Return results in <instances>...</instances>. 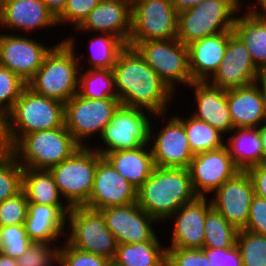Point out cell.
I'll use <instances>...</instances> for the list:
<instances>
[{"label":"cell","instance_id":"cell-1","mask_svg":"<svg viewBox=\"0 0 266 266\" xmlns=\"http://www.w3.org/2000/svg\"><path fill=\"white\" fill-rule=\"evenodd\" d=\"M112 72L121 105L144 109L154 115L168 112L175 93L135 48L127 45L120 52Z\"/></svg>","mask_w":266,"mask_h":266},{"label":"cell","instance_id":"cell-2","mask_svg":"<svg viewBox=\"0 0 266 266\" xmlns=\"http://www.w3.org/2000/svg\"><path fill=\"white\" fill-rule=\"evenodd\" d=\"M188 168L156 166L149 178L137 189V205L158 223L167 221L182 206L194 201Z\"/></svg>","mask_w":266,"mask_h":266},{"label":"cell","instance_id":"cell-3","mask_svg":"<svg viewBox=\"0 0 266 266\" xmlns=\"http://www.w3.org/2000/svg\"><path fill=\"white\" fill-rule=\"evenodd\" d=\"M76 39L59 41L46 54L42 65L27 86L35 93L64 104L78 92L81 56H77Z\"/></svg>","mask_w":266,"mask_h":266},{"label":"cell","instance_id":"cell-4","mask_svg":"<svg viewBox=\"0 0 266 266\" xmlns=\"http://www.w3.org/2000/svg\"><path fill=\"white\" fill-rule=\"evenodd\" d=\"M64 111L63 102L39 95L26 86L7 114L11 147L26 134L62 127Z\"/></svg>","mask_w":266,"mask_h":266},{"label":"cell","instance_id":"cell-5","mask_svg":"<svg viewBox=\"0 0 266 266\" xmlns=\"http://www.w3.org/2000/svg\"><path fill=\"white\" fill-rule=\"evenodd\" d=\"M80 147L64 124L24 135L12 147L11 153L23 168L49 170L71 157Z\"/></svg>","mask_w":266,"mask_h":266},{"label":"cell","instance_id":"cell-6","mask_svg":"<svg viewBox=\"0 0 266 266\" xmlns=\"http://www.w3.org/2000/svg\"><path fill=\"white\" fill-rule=\"evenodd\" d=\"M242 3L241 0H204L179 12L177 39L188 45L206 36L233 31Z\"/></svg>","mask_w":266,"mask_h":266},{"label":"cell","instance_id":"cell-7","mask_svg":"<svg viewBox=\"0 0 266 266\" xmlns=\"http://www.w3.org/2000/svg\"><path fill=\"white\" fill-rule=\"evenodd\" d=\"M102 158L92 146H81L71 157L49 169L63 199L71 208L87 203L97 163Z\"/></svg>","mask_w":266,"mask_h":266},{"label":"cell","instance_id":"cell-8","mask_svg":"<svg viewBox=\"0 0 266 266\" xmlns=\"http://www.w3.org/2000/svg\"><path fill=\"white\" fill-rule=\"evenodd\" d=\"M66 242L72 247L114 260L118 243L102 213L84 206L72 207L67 214ZM69 232V233H68Z\"/></svg>","mask_w":266,"mask_h":266},{"label":"cell","instance_id":"cell-9","mask_svg":"<svg viewBox=\"0 0 266 266\" xmlns=\"http://www.w3.org/2000/svg\"><path fill=\"white\" fill-rule=\"evenodd\" d=\"M128 46L139 52L174 93L178 83L188 86L193 81L189 72L187 45L177 38L128 43Z\"/></svg>","mask_w":266,"mask_h":266},{"label":"cell","instance_id":"cell-10","mask_svg":"<svg viewBox=\"0 0 266 266\" xmlns=\"http://www.w3.org/2000/svg\"><path fill=\"white\" fill-rule=\"evenodd\" d=\"M139 108L120 105L115 111L111 122H109L100 136V141L104 146L92 147L102 157L112 151L135 149L145 144H149L150 135V115L163 118V115L153 113ZM149 113V114H148ZM162 116V117H161Z\"/></svg>","mask_w":266,"mask_h":266},{"label":"cell","instance_id":"cell-11","mask_svg":"<svg viewBox=\"0 0 266 266\" xmlns=\"http://www.w3.org/2000/svg\"><path fill=\"white\" fill-rule=\"evenodd\" d=\"M120 105L118 98L88 99L76 94L65 103L64 124L81 146H88L87 138L101 136Z\"/></svg>","mask_w":266,"mask_h":266},{"label":"cell","instance_id":"cell-12","mask_svg":"<svg viewBox=\"0 0 266 266\" xmlns=\"http://www.w3.org/2000/svg\"><path fill=\"white\" fill-rule=\"evenodd\" d=\"M178 12L170 0H136L131 4L128 43L177 38Z\"/></svg>","mask_w":266,"mask_h":266},{"label":"cell","instance_id":"cell-13","mask_svg":"<svg viewBox=\"0 0 266 266\" xmlns=\"http://www.w3.org/2000/svg\"><path fill=\"white\" fill-rule=\"evenodd\" d=\"M0 34V65L8 68L28 83L39 70L52 47L26 35Z\"/></svg>","mask_w":266,"mask_h":266},{"label":"cell","instance_id":"cell-14","mask_svg":"<svg viewBox=\"0 0 266 266\" xmlns=\"http://www.w3.org/2000/svg\"><path fill=\"white\" fill-rule=\"evenodd\" d=\"M189 171L194 192L198 197H208L225 181L241 170L229 155L226 146L195 154Z\"/></svg>","mask_w":266,"mask_h":266},{"label":"cell","instance_id":"cell-15","mask_svg":"<svg viewBox=\"0 0 266 266\" xmlns=\"http://www.w3.org/2000/svg\"><path fill=\"white\" fill-rule=\"evenodd\" d=\"M209 198L212 207L237 230H244L255 196L252 181L247 171H240L225 181Z\"/></svg>","mask_w":266,"mask_h":266},{"label":"cell","instance_id":"cell-16","mask_svg":"<svg viewBox=\"0 0 266 266\" xmlns=\"http://www.w3.org/2000/svg\"><path fill=\"white\" fill-rule=\"evenodd\" d=\"M100 212L118 244L160 241L153 228L158 222L141 209L137 203L112 206Z\"/></svg>","mask_w":266,"mask_h":266},{"label":"cell","instance_id":"cell-17","mask_svg":"<svg viewBox=\"0 0 266 266\" xmlns=\"http://www.w3.org/2000/svg\"><path fill=\"white\" fill-rule=\"evenodd\" d=\"M261 73L243 41L233 33L228 39L222 62L207 82L228 90L252 85Z\"/></svg>","mask_w":266,"mask_h":266},{"label":"cell","instance_id":"cell-18","mask_svg":"<svg viewBox=\"0 0 266 266\" xmlns=\"http://www.w3.org/2000/svg\"><path fill=\"white\" fill-rule=\"evenodd\" d=\"M152 125L151 123L149 146L155 166L189 168L194 154L190 148L184 124L172 115L159 132H153Z\"/></svg>","mask_w":266,"mask_h":266},{"label":"cell","instance_id":"cell-19","mask_svg":"<svg viewBox=\"0 0 266 266\" xmlns=\"http://www.w3.org/2000/svg\"><path fill=\"white\" fill-rule=\"evenodd\" d=\"M137 202V189L103 157L97 163L93 189L84 207L101 211Z\"/></svg>","mask_w":266,"mask_h":266},{"label":"cell","instance_id":"cell-20","mask_svg":"<svg viewBox=\"0 0 266 266\" xmlns=\"http://www.w3.org/2000/svg\"><path fill=\"white\" fill-rule=\"evenodd\" d=\"M211 208L212 203L207 197H197L176 211L169 218L174 221L171 244L165 247L203 249L204 223Z\"/></svg>","mask_w":266,"mask_h":266},{"label":"cell","instance_id":"cell-21","mask_svg":"<svg viewBox=\"0 0 266 266\" xmlns=\"http://www.w3.org/2000/svg\"><path fill=\"white\" fill-rule=\"evenodd\" d=\"M75 30L112 34L128 45L131 34V3L127 0H100Z\"/></svg>","mask_w":266,"mask_h":266},{"label":"cell","instance_id":"cell-22","mask_svg":"<svg viewBox=\"0 0 266 266\" xmlns=\"http://www.w3.org/2000/svg\"><path fill=\"white\" fill-rule=\"evenodd\" d=\"M55 25V16L42 0H0V27H7L11 33H29Z\"/></svg>","mask_w":266,"mask_h":266},{"label":"cell","instance_id":"cell-23","mask_svg":"<svg viewBox=\"0 0 266 266\" xmlns=\"http://www.w3.org/2000/svg\"><path fill=\"white\" fill-rule=\"evenodd\" d=\"M189 87L194 89L197 109L191 113L211 127L225 135L233 129V123L227 103V90L215 87L207 81H192Z\"/></svg>","mask_w":266,"mask_h":266},{"label":"cell","instance_id":"cell-24","mask_svg":"<svg viewBox=\"0 0 266 266\" xmlns=\"http://www.w3.org/2000/svg\"><path fill=\"white\" fill-rule=\"evenodd\" d=\"M233 31L217 33L187 45L189 72L193 81H208L224 57Z\"/></svg>","mask_w":266,"mask_h":266},{"label":"cell","instance_id":"cell-25","mask_svg":"<svg viewBox=\"0 0 266 266\" xmlns=\"http://www.w3.org/2000/svg\"><path fill=\"white\" fill-rule=\"evenodd\" d=\"M70 210V206L29 203L24 223L27 235L33 242L56 244L55 241L59 240L61 235L63 237L66 235L67 228L65 226Z\"/></svg>","mask_w":266,"mask_h":266},{"label":"cell","instance_id":"cell-26","mask_svg":"<svg viewBox=\"0 0 266 266\" xmlns=\"http://www.w3.org/2000/svg\"><path fill=\"white\" fill-rule=\"evenodd\" d=\"M233 128H258L266 121L263 96L256 83L227 90Z\"/></svg>","mask_w":266,"mask_h":266},{"label":"cell","instance_id":"cell-27","mask_svg":"<svg viewBox=\"0 0 266 266\" xmlns=\"http://www.w3.org/2000/svg\"><path fill=\"white\" fill-rule=\"evenodd\" d=\"M103 157L136 189L149 178L156 167L149 144L135 149L108 152Z\"/></svg>","mask_w":266,"mask_h":266},{"label":"cell","instance_id":"cell-28","mask_svg":"<svg viewBox=\"0 0 266 266\" xmlns=\"http://www.w3.org/2000/svg\"><path fill=\"white\" fill-rule=\"evenodd\" d=\"M230 133L233 134L225 146L241 171L263 163L262 142L257 128H233Z\"/></svg>","mask_w":266,"mask_h":266},{"label":"cell","instance_id":"cell-29","mask_svg":"<svg viewBox=\"0 0 266 266\" xmlns=\"http://www.w3.org/2000/svg\"><path fill=\"white\" fill-rule=\"evenodd\" d=\"M237 15L233 32L243 41L253 62L261 72L266 71V22L249 10Z\"/></svg>","mask_w":266,"mask_h":266},{"label":"cell","instance_id":"cell-30","mask_svg":"<svg viewBox=\"0 0 266 266\" xmlns=\"http://www.w3.org/2000/svg\"><path fill=\"white\" fill-rule=\"evenodd\" d=\"M22 190L25 192L29 203L69 206L66 202H63L62 195L49 170L24 168Z\"/></svg>","mask_w":266,"mask_h":266},{"label":"cell","instance_id":"cell-31","mask_svg":"<svg viewBox=\"0 0 266 266\" xmlns=\"http://www.w3.org/2000/svg\"><path fill=\"white\" fill-rule=\"evenodd\" d=\"M160 241L119 243L114 261L121 266H164L166 247Z\"/></svg>","mask_w":266,"mask_h":266},{"label":"cell","instance_id":"cell-32","mask_svg":"<svg viewBox=\"0 0 266 266\" xmlns=\"http://www.w3.org/2000/svg\"><path fill=\"white\" fill-rule=\"evenodd\" d=\"M77 94L88 99L118 98L112 69L79 70Z\"/></svg>","mask_w":266,"mask_h":266},{"label":"cell","instance_id":"cell-33","mask_svg":"<svg viewBox=\"0 0 266 266\" xmlns=\"http://www.w3.org/2000/svg\"><path fill=\"white\" fill-rule=\"evenodd\" d=\"M175 116L184 124L190 148L194 155L221 148L225 145L224 134L211 127L207 122H203L192 115L185 119L178 116L177 113Z\"/></svg>","mask_w":266,"mask_h":266},{"label":"cell","instance_id":"cell-34","mask_svg":"<svg viewBox=\"0 0 266 266\" xmlns=\"http://www.w3.org/2000/svg\"><path fill=\"white\" fill-rule=\"evenodd\" d=\"M90 56L87 69H112L120 52L127 46L120 38L112 34H100L89 40ZM90 66V67H89Z\"/></svg>","mask_w":266,"mask_h":266},{"label":"cell","instance_id":"cell-35","mask_svg":"<svg viewBox=\"0 0 266 266\" xmlns=\"http://www.w3.org/2000/svg\"><path fill=\"white\" fill-rule=\"evenodd\" d=\"M238 231L212 207L204 223L203 248L230 249L236 245Z\"/></svg>","mask_w":266,"mask_h":266},{"label":"cell","instance_id":"cell-36","mask_svg":"<svg viewBox=\"0 0 266 266\" xmlns=\"http://www.w3.org/2000/svg\"><path fill=\"white\" fill-rule=\"evenodd\" d=\"M236 245L240 251L243 266H266V236L240 230Z\"/></svg>","mask_w":266,"mask_h":266},{"label":"cell","instance_id":"cell-37","mask_svg":"<svg viewBox=\"0 0 266 266\" xmlns=\"http://www.w3.org/2000/svg\"><path fill=\"white\" fill-rule=\"evenodd\" d=\"M23 170L11 152L0 155V202L22 190Z\"/></svg>","mask_w":266,"mask_h":266},{"label":"cell","instance_id":"cell-38","mask_svg":"<svg viewBox=\"0 0 266 266\" xmlns=\"http://www.w3.org/2000/svg\"><path fill=\"white\" fill-rule=\"evenodd\" d=\"M32 243L24 225L0 227V252L2 254L18 258L27 251Z\"/></svg>","mask_w":266,"mask_h":266},{"label":"cell","instance_id":"cell-39","mask_svg":"<svg viewBox=\"0 0 266 266\" xmlns=\"http://www.w3.org/2000/svg\"><path fill=\"white\" fill-rule=\"evenodd\" d=\"M59 248L57 244L33 242L22 256L16 258L17 264L18 266H56L59 263Z\"/></svg>","mask_w":266,"mask_h":266},{"label":"cell","instance_id":"cell-40","mask_svg":"<svg viewBox=\"0 0 266 266\" xmlns=\"http://www.w3.org/2000/svg\"><path fill=\"white\" fill-rule=\"evenodd\" d=\"M26 86L18 75L0 65V109L8 114Z\"/></svg>","mask_w":266,"mask_h":266},{"label":"cell","instance_id":"cell-41","mask_svg":"<svg viewBox=\"0 0 266 266\" xmlns=\"http://www.w3.org/2000/svg\"><path fill=\"white\" fill-rule=\"evenodd\" d=\"M28 204V199L23 190L0 202V227L24 225L28 213Z\"/></svg>","mask_w":266,"mask_h":266},{"label":"cell","instance_id":"cell-42","mask_svg":"<svg viewBox=\"0 0 266 266\" xmlns=\"http://www.w3.org/2000/svg\"><path fill=\"white\" fill-rule=\"evenodd\" d=\"M59 248V266H107L108 258L76 249L66 241Z\"/></svg>","mask_w":266,"mask_h":266},{"label":"cell","instance_id":"cell-43","mask_svg":"<svg viewBox=\"0 0 266 266\" xmlns=\"http://www.w3.org/2000/svg\"><path fill=\"white\" fill-rule=\"evenodd\" d=\"M99 2L100 0H68L64 10L56 18L57 26L73 23L72 26L77 29Z\"/></svg>","mask_w":266,"mask_h":266},{"label":"cell","instance_id":"cell-44","mask_svg":"<svg viewBox=\"0 0 266 266\" xmlns=\"http://www.w3.org/2000/svg\"><path fill=\"white\" fill-rule=\"evenodd\" d=\"M168 266H210L202 249L166 248Z\"/></svg>","mask_w":266,"mask_h":266},{"label":"cell","instance_id":"cell-45","mask_svg":"<svg viewBox=\"0 0 266 266\" xmlns=\"http://www.w3.org/2000/svg\"><path fill=\"white\" fill-rule=\"evenodd\" d=\"M244 230L266 236V200L254 196Z\"/></svg>","mask_w":266,"mask_h":266},{"label":"cell","instance_id":"cell-46","mask_svg":"<svg viewBox=\"0 0 266 266\" xmlns=\"http://www.w3.org/2000/svg\"><path fill=\"white\" fill-rule=\"evenodd\" d=\"M202 250L205 252L210 266H243L237 245L230 249L203 248Z\"/></svg>","mask_w":266,"mask_h":266},{"label":"cell","instance_id":"cell-47","mask_svg":"<svg viewBox=\"0 0 266 266\" xmlns=\"http://www.w3.org/2000/svg\"><path fill=\"white\" fill-rule=\"evenodd\" d=\"M246 171L252 181L255 195L266 200V163L252 166Z\"/></svg>","mask_w":266,"mask_h":266},{"label":"cell","instance_id":"cell-48","mask_svg":"<svg viewBox=\"0 0 266 266\" xmlns=\"http://www.w3.org/2000/svg\"><path fill=\"white\" fill-rule=\"evenodd\" d=\"M11 143L8 136L7 114L0 109V155L11 152Z\"/></svg>","mask_w":266,"mask_h":266},{"label":"cell","instance_id":"cell-49","mask_svg":"<svg viewBox=\"0 0 266 266\" xmlns=\"http://www.w3.org/2000/svg\"><path fill=\"white\" fill-rule=\"evenodd\" d=\"M47 9L57 18L64 10L68 0H42Z\"/></svg>","mask_w":266,"mask_h":266},{"label":"cell","instance_id":"cell-50","mask_svg":"<svg viewBox=\"0 0 266 266\" xmlns=\"http://www.w3.org/2000/svg\"><path fill=\"white\" fill-rule=\"evenodd\" d=\"M247 6L249 8L246 10L252 12L258 19L266 22V0H257L256 4H250Z\"/></svg>","mask_w":266,"mask_h":266},{"label":"cell","instance_id":"cell-51","mask_svg":"<svg viewBox=\"0 0 266 266\" xmlns=\"http://www.w3.org/2000/svg\"><path fill=\"white\" fill-rule=\"evenodd\" d=\"M174 9L179 13L202 3L204 0H170Z\"/></svg>","mask_w":266,"mask_h":266},{"label":"cell","instance_id":"cell-52","mask_svg":"<svg viewBox=\"0 0 266 266\" xmlns=\"http://www.w3.org/2000/svg\"><path fill=\"white\" fill-rule=\"evenodd\" d=\"M258 86L259 89L262 93L263 96V102H264V108H265V113H266V71L262 72L258 79L255 82Z\"/></svg>","mask_w":266,"mask_h":266},{"label":"cell","instance_id":"cell-53","mask_svg":"<svg viewBox=\"0 0 266 266\" xmlns=\"http://www.w3.org/2000/svg\"><path fill=\"white\" fill-rule=\"evenodd\" d=\"M257 129L262 142L263 163H266V121Z\"/></svg>","mask_w":266,"mask_h":266},{"label":"cell","instance_id":"cell-54","mask_svg":"<svg viewBox=\"0 0 266 266\" xmlns=\"http://www.w3.org/2000/svg\"><path fill=\"white\" fill-rule=\"evenodd\" d=\"M0 266H18L16 258L6 256L0 252Z\"/></svg>","mask_w":266,"mask_h":266},{"label":"cell","instance_id":"cell-55","mask_svg":"<svg viewBox=\"0 0 266 266\" xmlns=\"http://www.w3.org/2000/svg\"><path fill=\"white\" fill-rule=\"evenodd\" d=\"M107 266H121V265H119V264H118L116 261H114V260H110V261L108 262Z\"/></svg>","mask_w":266,"mask_h":266},{"label":"cell","instance_id":"cell-56","mask_svg":"<svg viewBox=\"0 0 266 266\" xmlns=\"http://www.w3.org/2000/svg\"><path fill=\"white\" fill-rule=\"evenodd\" d=\"M128 2H130L131 4L136 1V0H127Z\"/></svg>","mask_w":266,"mask_h":266}]
</instances>
